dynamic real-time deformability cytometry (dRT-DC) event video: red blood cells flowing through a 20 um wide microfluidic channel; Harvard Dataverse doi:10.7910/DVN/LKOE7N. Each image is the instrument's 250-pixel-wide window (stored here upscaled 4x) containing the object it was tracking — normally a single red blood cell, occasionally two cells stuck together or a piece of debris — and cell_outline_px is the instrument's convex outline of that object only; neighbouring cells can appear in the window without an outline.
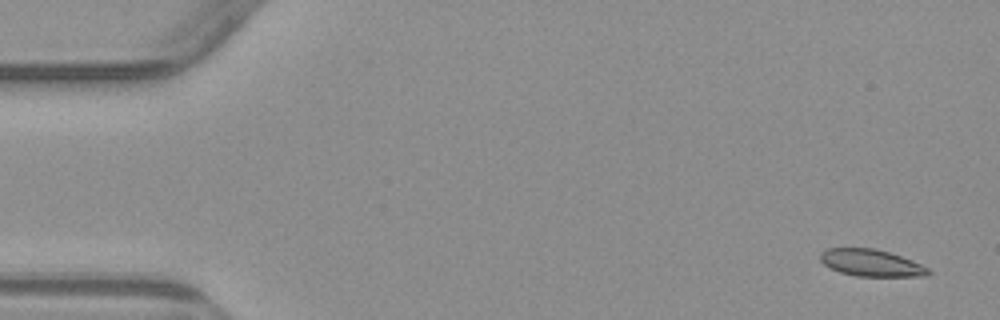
{"species": "common noctule bat (a hibernating species)", "species_latin": "Nyctalus noctula", "temperature_condition": "warm", "stored_images_in_passage": 7, "camera_frame_rate_fps": 3000, "um_per_image_px": 0.085, "animal": {"sex": "male", "body_mass_g": 23.1, "forearm_length_mm": 52.7}, "frame": {"image": 1, "passage_image": 1, "time_ms": 0.0, "image_size_px": [1000, 320], "cell_outline_px": [[932, 272], [924, 276], [856, 276], [840, 272], [824, 264], [820, 260], [820, 252], [828, 248], [876, 248], [912, 260], [928, 268]], "centroid_in_image_um": [74.04, 22.34], "position_along_channel_um": 11.0, "area_um2": 16.82}}
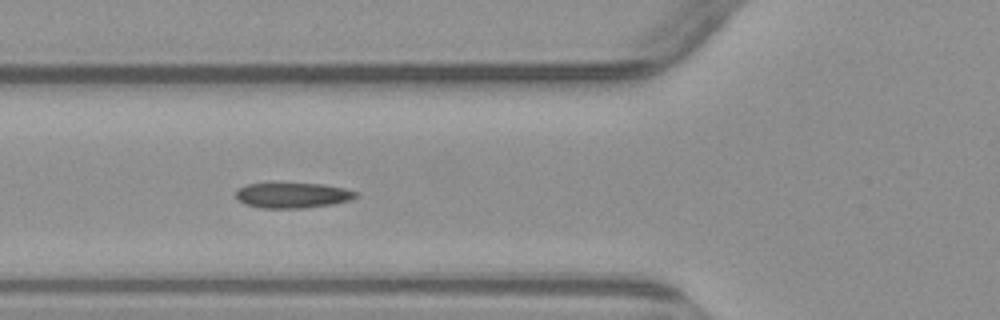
{"frame": {"image": 2, "passage_image": 6, "time_ms": 5.667, "image_size_px": [1000, 320], "cell_outline_px": [[360, 196], [352, 200], [332, 204], [304, 208], [260, 208], [244, 204], [236, 200], [236, 192], [240, 188], [248, 184], [324, 184], [344, 188], [356, 192]], "centroid_in_image_um": [24.89, 16.62], "position_along_channel_um": 100.9, "area_um2": 17.69}}
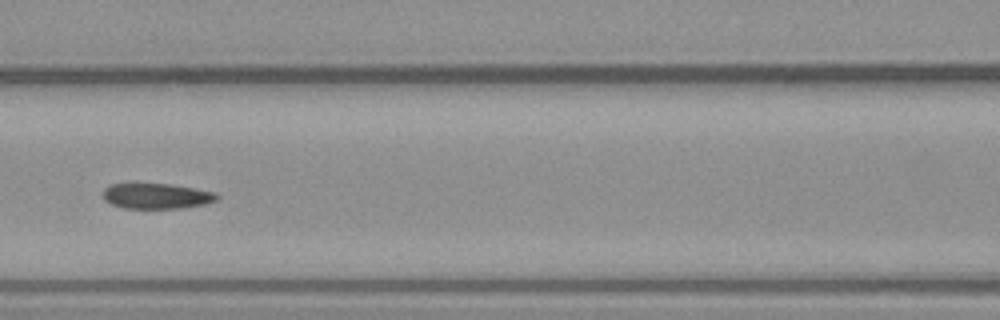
{"frame": {"image": 3, "passage_image": 7, "time_ms": 7.0, "image_size_px": [1000, 320], "cell_outline_px": [[220, 196], [216, 200], [204, 204], [180, 208], [124, 208], [112, 204], [104, 200], [104, 188], [112, 184], [168, 184], [216, 192]], "centroid_in_image_um": [13.32, 16.66], "position_along_channel_um": 153.3, "area_um2": 16.65}}